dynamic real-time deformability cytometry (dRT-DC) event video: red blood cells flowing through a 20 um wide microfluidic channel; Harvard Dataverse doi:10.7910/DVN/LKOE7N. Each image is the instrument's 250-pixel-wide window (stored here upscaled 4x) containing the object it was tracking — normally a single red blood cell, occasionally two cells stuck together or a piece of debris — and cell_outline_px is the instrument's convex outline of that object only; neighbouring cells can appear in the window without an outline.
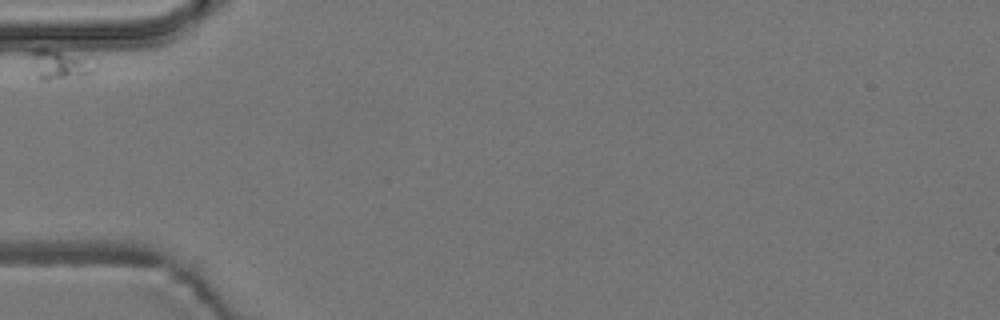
{"species": "common noctule bat (a hibernating species)", "species_latin": "Nyctalus noctula", "temperature_condition": "room temperature", "stored_images_in_passage": 5, "camera_frame_rate_fps": 3000, "um_per_image_px": 0.085, "animal": {"sex": "male", "body_mass_g": 19.2, "forearm_length_mm": 51.8}, "frame": {"image": 1, "passage_image": 1, "time_ms": 0.0, "image_size_px": [1000, 320], "cell_outline_px": [[96, 72], [80, 76], [48, 80], [40, 80], [36, 76], [28, 52], [36, 48], [48, 48], [96, 64]], "centroid_in_image_um": [4.97, 5.51], "position_along_channel_um": 80.0, "area_um2": 10.69}}